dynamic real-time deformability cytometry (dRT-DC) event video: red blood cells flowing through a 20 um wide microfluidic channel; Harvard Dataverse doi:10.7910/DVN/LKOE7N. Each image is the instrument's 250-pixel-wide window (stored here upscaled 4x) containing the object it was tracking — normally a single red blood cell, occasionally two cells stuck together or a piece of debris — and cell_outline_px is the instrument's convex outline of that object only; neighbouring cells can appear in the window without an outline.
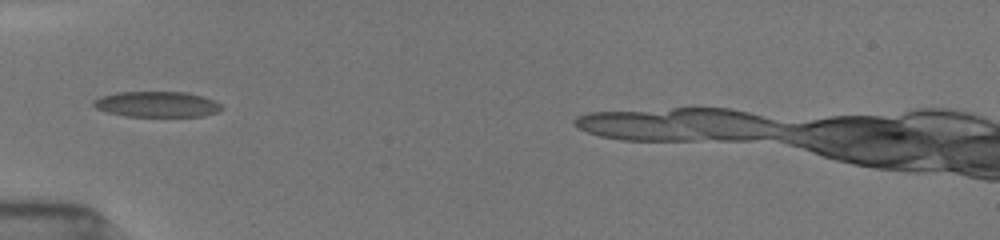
{"species": "common noctule bat (a hibernating species)", "species_latin": "Nyctalus noctula", "temperature_condition": "room temperature", "stored_images_in_passage": 22, "camera_frame_rate_fps": 3000, "um_per_image_px": 0.085, "animal": {"sex": "female", "body_mass_g": 19.5, "forearm_length_mm": 54.1}, "frame": {"image": 1, "passage_image": 3, "time_ms": 1.667, "image_size_px": [1000, 240], "cell_outline_px": [[224, 108], [216, 112], [204, 116], [124, 116], [108, 112], [96, 108], [92, 104], [92, 100], [100, 96], [116, 92], [184, 92], [200, 96], [212, 100], [220, 104]], "centroid_in_image_um": [13.29, 8.86], "position_along_channel_um": 71.7, "area_um2": 19.02}}
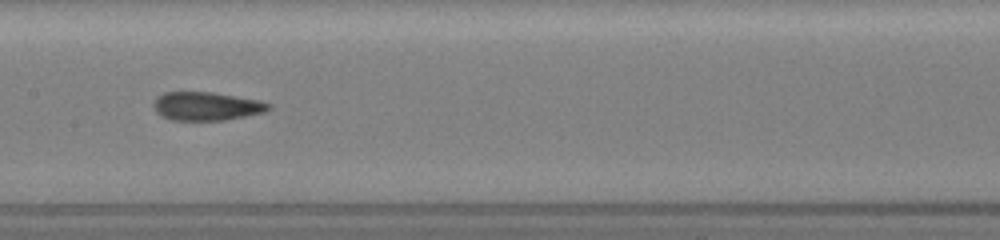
{"frame": {"image": 2, "passage_image": 8, "time_ms": 4.667, "image_size_px": [1000, 240], "cell_outline_px": [[272, 108], [264, 112], [224, 120], [172, 120], [156, 112], [152, 104], [156, 96], [164, 92], [212, 92], [260, 100], [272, 104]], "centroid_in_image_um": [17.55, 9.01], "position_along_channel_um": 189.8, "area_um2": 19.13}}
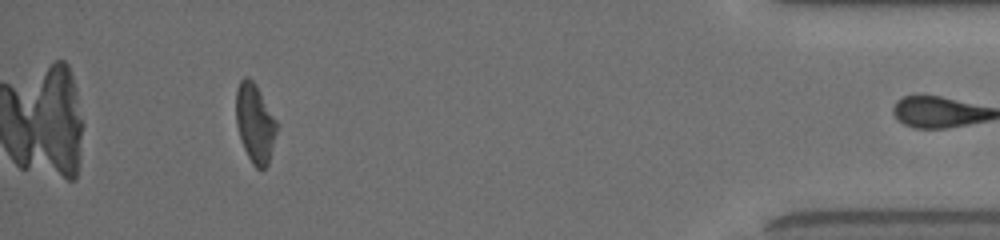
{"frame": {"image": 3, "passage_image": 21, "time_ms": 11.667, "image_size_px": [1000, 240], "cell_outline_px": [[276, 132], [268, 164], [264, 168], [256, 168], [252, 164], [244, 148], [236, 124], [236, 88], [240, 80], [244, 76], [248, 76], [256, 84], [276, 120]], "centroid_in_image_um": [21.65, 10.43], "position_along_channel_um": 413.6, "area_um2": 18.5}, "authors_computed_cell_mechanics": {"area_um2": 19.1896, "velocity_mm_per_s": 3.945, "shape_relaxation_time_tau1_ms": null, "shape_relaxation_time_tau2_ms": 1.737, "deformation_change_tau1": null, "deformation_change_tau2": 0.0845}}